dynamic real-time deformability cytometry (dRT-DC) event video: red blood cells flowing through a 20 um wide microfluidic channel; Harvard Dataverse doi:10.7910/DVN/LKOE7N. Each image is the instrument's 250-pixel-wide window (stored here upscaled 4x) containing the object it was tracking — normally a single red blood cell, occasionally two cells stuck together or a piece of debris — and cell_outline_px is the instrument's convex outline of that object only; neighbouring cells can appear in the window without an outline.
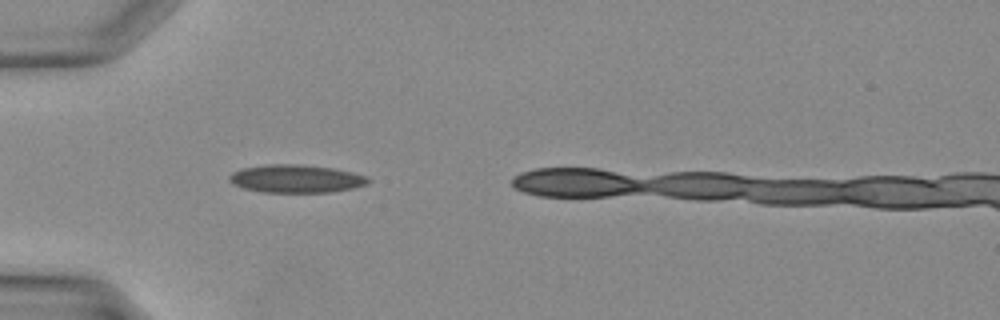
{"species": "Egyptian fruit bat (a non-hibernating species)", "species_latin": "Rousettus aegyptiacus", "temperature_condition": "warm", "stored_images_in_passage": 4, "camera_frame_rate_fps": 3000, "um_per_image_px": 0.085, "animal": {"sex": "female"}, "frame": {"image": 1, "passage_image": 1, "time_ms": 0.0, "image_size_px": [1000, 320], "cell_outline_px": [[372, 180], [368, 184], [352, 188], [332, 192], [260, 192], [244, 188], [232, 184], [228, 180], [228, 176], [232, 172], [244, 168], [268, 164], [296, 164], [332, 168], [352, 172], [368, 176]], "centroid_in_image_um": [25.17, 15.19], "position_along_channel_um": 59.8, "area_um2": 22.72}}